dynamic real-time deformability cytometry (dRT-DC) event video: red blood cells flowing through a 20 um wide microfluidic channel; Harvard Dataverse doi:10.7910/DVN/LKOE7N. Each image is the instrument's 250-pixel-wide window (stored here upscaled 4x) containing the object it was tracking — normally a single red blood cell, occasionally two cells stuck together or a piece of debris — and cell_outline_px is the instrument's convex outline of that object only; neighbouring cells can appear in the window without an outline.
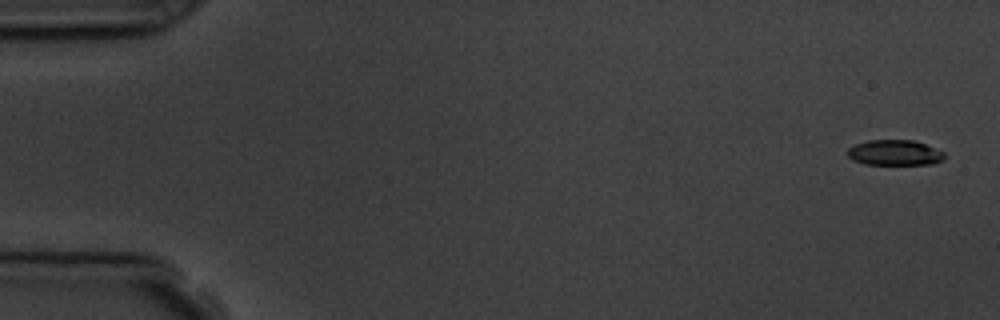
{"species": "common noctule bat (a hibernating species)", "species_latin": "Nyctalus noctula", "temperature_condition": "room temperature", "stored_images_in_passage": 4, "camera_frame_rate_fps": 3000, "um_per_image_px": 0.085, "animal": {"sex": "male", "body_mass_g": 19.5, "forearm_length_mm": 54.6}, "frame": {"image": 1, "passage_image": 1, "time_ms": 0.0, "image_size_px": [1000, 320], "cell_outline_px": [[948, 156], [944, 160], [932, 164], [864, 164], [852, 160], [848, 156], [848, 148], [856, 144], [868, 140], [912, 140], [924, 144], [944, 152]], "centroid_in_image_um": [76.07, 12.98], "position_along_channel_um": 8.9, "area_um2": 14.39}}